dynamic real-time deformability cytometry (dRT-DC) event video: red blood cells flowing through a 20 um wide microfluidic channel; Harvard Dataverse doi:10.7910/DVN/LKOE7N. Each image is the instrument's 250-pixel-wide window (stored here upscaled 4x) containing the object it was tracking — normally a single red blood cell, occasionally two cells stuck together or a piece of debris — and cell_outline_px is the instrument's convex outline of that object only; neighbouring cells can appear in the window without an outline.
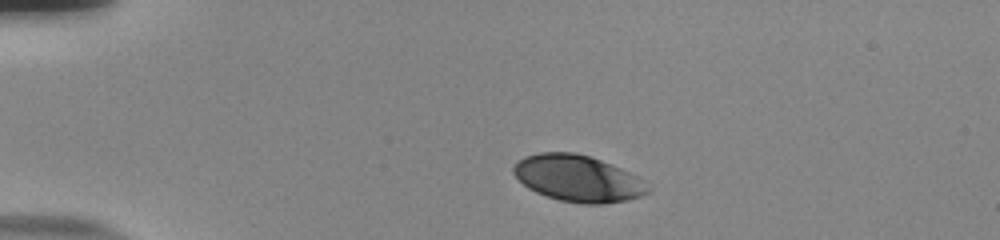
{"species": "human", "species_latin": "Homo sapiens", "temperature_condition": "room temperature", "stored_images_in_passage": 43, "camera_frame_rate_fps": 3000, "um_per_image_px": 0.085, "donor": {"sex": "male"}, "frame": {"image": 1, "passage_image": 1, "time_ms": 0.0, "image_size_px": [1000, 240], "cell_outline_px": [[652, 192], [628, 200], [604, 204], [584, 204], [560, 200], [536, 192], [528, 188], [512, 172], [512, 168], [524, 156], [540, 152], [576, 152], [612, 164], [636, 176], [652, 188]], "centroid_in_image_um": [49.15, 15.17], "position_along_channel_um": 35.9, "area_um2": 36.3}}
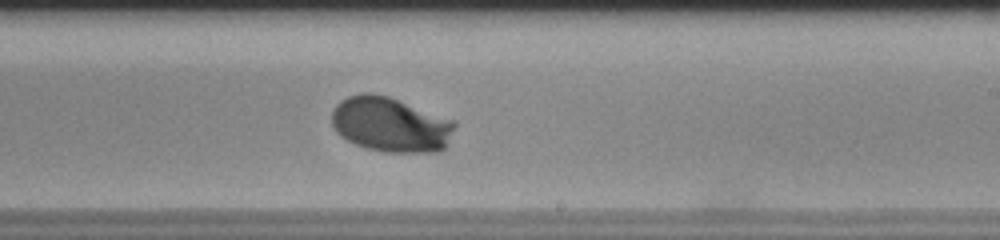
{"frame": {"image": 2, "passage_image": 23, "time_ms": 7.333, "image_size_px": [1000, 240], "cell_outline_px": [[456, 124], [444, 148], [440, 152], [384, 152], [368, 148], [356, 144], [340, 136], [336, 132], [332, 124], [332, 108], [340, 100], [348, 96], [360, 92], [372, 92], [388, 96], [456, 120]], "centroid_in_image_um": [33.18, 10.57], "position_along_channel_um": 255.8, "area_um2": 39.65}}
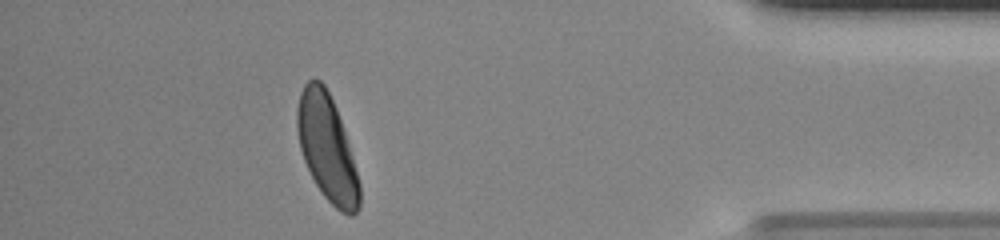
{"frame": {"image": 3, "passage_image": 38, "time_ms": 12.333, "image_size_px": [1000, 240], "cell_outline_px": [[360, 208], [352, 216], [348, 216], [340, 212], [324, 196], [316, 184], [304, 160], [300, 148], [296, 128], [296, 108], [300, 92], [304, 84], [308, 80], [320, 80], [324, 84], [336, 108], [352, 156], [360, 184]], "centroid_in_image_um": [27.78, 12.58], "position_along_channel_um": 407.4, "area_um2": 38.26}, "authors_computed_cell_mechanics": {"area_um2": 38.0324, "velocity_mm_per_s": 3.8145, "shape_relaxation_time_tau1_ms": 2.5378, "shape_relaxation_time_tau2_ms": null, "deformation_change_tau1": 0.1589, "deformation_change_tau2": null}}